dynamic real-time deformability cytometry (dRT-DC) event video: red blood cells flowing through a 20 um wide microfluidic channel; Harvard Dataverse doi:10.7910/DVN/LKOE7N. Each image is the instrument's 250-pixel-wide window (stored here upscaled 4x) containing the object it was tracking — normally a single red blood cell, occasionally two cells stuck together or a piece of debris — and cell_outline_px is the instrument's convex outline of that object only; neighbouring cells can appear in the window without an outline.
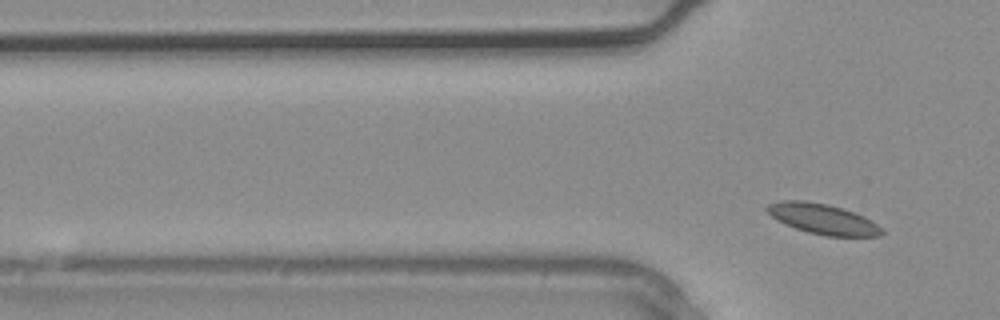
{"species": "common noctule bat (a hibernating species)", "species_latin": "Nyctalus noctula", "temperature_condition": "warm", "stored_images_in_passage": 4, "segment_of_instrument_passage": [2, 2], "camera_frame_rate_fps": 3000, "um_per_image_px": 0.085, "animal": {"sex": "male", "body_mass_g": 20.4}, "frame": {"image": 1, "passage_image": 4, "time_ms": 1.0, "image_size_px": [1000, 320], "cell_outline_px": [[884, 232], [880, 236], [824, 236], [808, 232], [784, 224], [772, 216], [764, 208], [768, 204], [780, 200], [804, 200], [828, 204], [864, 216], [876, 224]], "centroid_in_image_um": [69.9, 18.61], "position_along_channel_um": 55.9, "area_um2": 20.11}}